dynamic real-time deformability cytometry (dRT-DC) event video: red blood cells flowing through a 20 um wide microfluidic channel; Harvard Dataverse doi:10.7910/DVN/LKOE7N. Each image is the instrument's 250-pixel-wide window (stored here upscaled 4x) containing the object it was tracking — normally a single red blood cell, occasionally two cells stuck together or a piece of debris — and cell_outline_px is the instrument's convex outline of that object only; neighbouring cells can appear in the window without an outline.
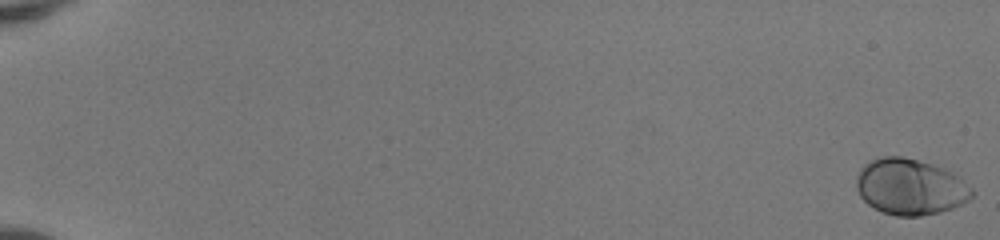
{"species": "human", "species_latin": "Homo sapiens", "temperature_condition": "room temperature", "stored_images_in_passage": 52, "camera_frame_rate_fps": 3000, "um_per_image_px": 0.085, "donor": {"sex": "female"}, "frame": {"image": 1, "passage_image": 1, "time_ms": 0.0, "image_size_px": [1000, 240], "cell_outline_px": [[976, 192], [964, 204], [940, 212], [920, 216], [896, 216], [884, 212], [868, 204], [860, 196], [856, 188], [856, 176], [860, 168], [864, 164], [880, 156], [904, 156], [932, 164], [944, 168], [952, 172], [972, 188]], "centroid_in_image_um": [77.37, 15.87], "position_along_channel_um": 7.6, "area_um2": 37.92}}
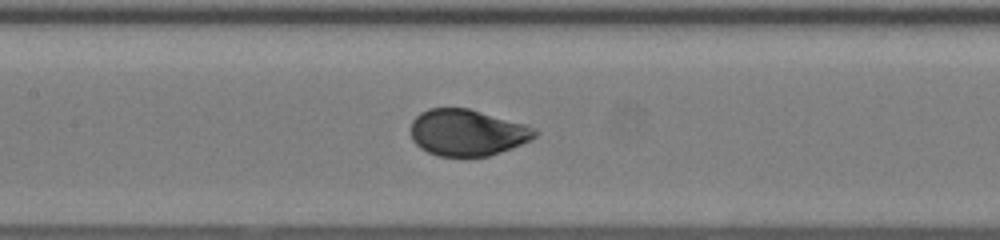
{"frame": {"image": 2, "passage_image": 28, "time_ms": 9.0, "image_size_px": [1000, 240], "cell_outline_px": [[540, 132], [532, 140], [512, 148], [488, 156], [440, 156], [428, 152], [420, 148], [412, 140], [412, 120], [420, 112], [428, 108], [468, 108], [524, 124], [536, 128]], "centroid_in_image_um": [39.73, 11.27], "position_along_channel_um": 167.7, "area_um2": 33.58}}
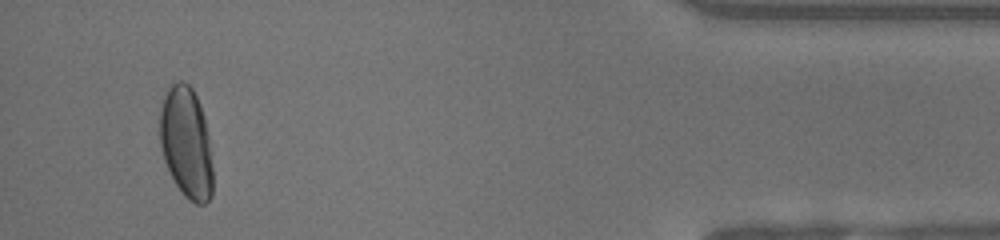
{"frame": {"image": 3, "passage_image": 50, "time_ms": 16.333, "image_size_px": [1000, 240], "cell_outline_px": [[212, 196], [204, 204], [196, 204], [188, 200], [184, 196], [176, 184], [164, 160], [160, 148], [160, 108], [164, 96], [168, 88], [176, 80], [180, 80], [188, 84], [192, 88], [196, 96], [204, 116], [208, 136], [212, 168]], "centroid_in_image_um": [15.82, 12.13], "position_along_channel_um": 419.4, "area_um2": 34.28}, "authors_computed_cell_mechanics": {"area_um2": 34.5644, "velocity_mm_per_s": 4.1595, "shape_relaxation_time_tau1_ms": 2.4331, "shape_relaxation_time_tau2_ms": null, "deformation_change_tau1": 0.1535, "deformation_change_tau2": null}}